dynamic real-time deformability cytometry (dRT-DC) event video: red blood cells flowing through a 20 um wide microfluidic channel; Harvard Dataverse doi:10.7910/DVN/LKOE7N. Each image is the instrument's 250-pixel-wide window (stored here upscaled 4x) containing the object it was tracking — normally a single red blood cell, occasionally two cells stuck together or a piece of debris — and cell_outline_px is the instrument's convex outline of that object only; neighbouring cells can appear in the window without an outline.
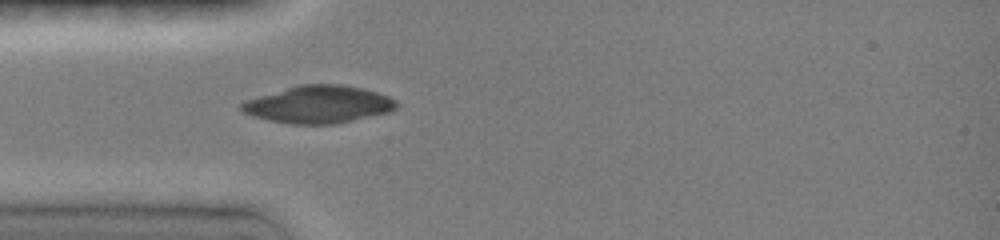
{"species": "common noctule bat (a hibernating species)", "species_latin": "Nyctalus noctula", "temperature_condition": "room temperature", "stored_images_in_passage": 13, "camera_frame_rate_fps": 3000, "um_per_image_px": 0.085, "animal": {"sex": "female", "body_mass_g": 19.0, "forearm_length_mm": 51.5}, "frame": {"image": 1, "passage_image": 1, "time_ms": 0.0, "image_size_px": [1000, 240], "cell_outline_px": [[396, 108], [392, 112], [332, 124], [288, 124], [268, 120], [252, 116], [244, 112], [240, 108], [240, 104], [248, 100], [260, 96], [300, 84], [340, 84], [364, 88], [388, 96], [396, 100]], "centroid_in_image_um": [27.11, 8.88], "position_along_channel_um": 57.9, "area_um2": 33.58}}
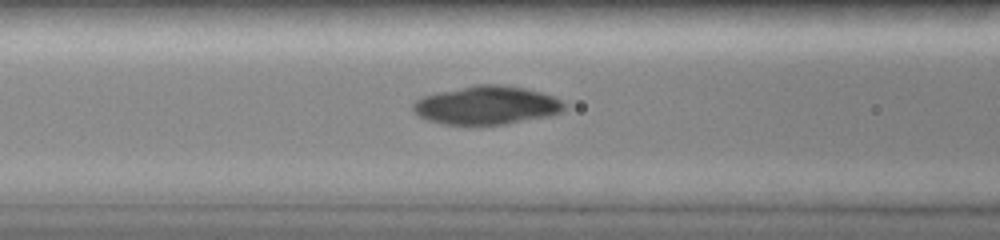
{"frame": {"image": 2, "passage_image": 6, "time_ms": 1.667, "image_size_px": [1000, 240], "cell_outline_px": [[564, 108], [560, 112], [552, 116], [504, 124], [444, 124], [428, 120], [420, 116], [412, 108], [412, 104], [416, 100], [424, 96], [440, 92], [476, 84], [500, 84], [524, 88], [540, 92], [552, 96], [560, 100], [564, 104]], "centroid_in_image_um": [41.38, 8.94], "position_along_channel_um": 125.2, "area_um2": 33.52}}